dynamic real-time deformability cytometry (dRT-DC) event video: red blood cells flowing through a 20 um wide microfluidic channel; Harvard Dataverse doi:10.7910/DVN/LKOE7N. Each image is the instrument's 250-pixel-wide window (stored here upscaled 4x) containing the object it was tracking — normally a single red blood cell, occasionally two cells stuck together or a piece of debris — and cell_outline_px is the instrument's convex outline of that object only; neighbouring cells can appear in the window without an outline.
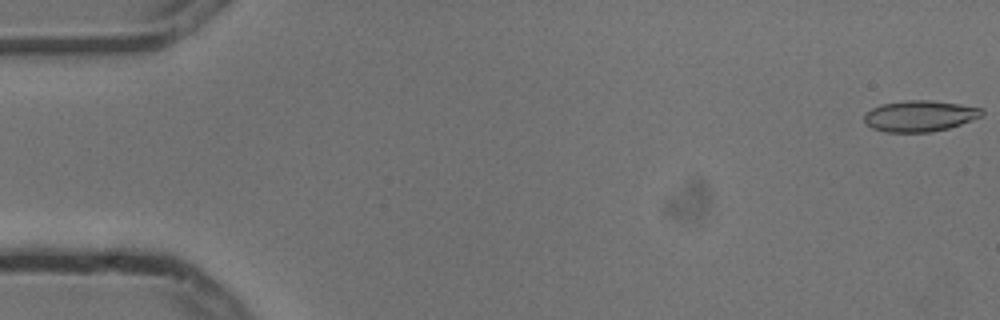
{"species": "common noctule bat (a hibernating species)", "species_latin": "Nyctalus noctula", "temperature_condition": "cold", "stored_images_in_passage": 5, "camera_frame_rate_fps": 3000, "um_per_image_px": 0.085, "animal": {"sex": "male", "body_mass_g": 13.3}, "frame": {"image": 1, "passage_image": 1, "time_ms": 0.0, "image_size_px": [1000, 320], "cell_outline_px": [[984, 116], [948, 128], [928, 132], [888, 132], [872, 128], [864, 124], [864, 116], [872, 108], [884, 104], [904, 100], [932, 100], [960, 104], [984, 108]], "centroid_in_image_um": [78.21, 9.85], "position_along_channel_um": 6.8, "area_um2": 21.33}}